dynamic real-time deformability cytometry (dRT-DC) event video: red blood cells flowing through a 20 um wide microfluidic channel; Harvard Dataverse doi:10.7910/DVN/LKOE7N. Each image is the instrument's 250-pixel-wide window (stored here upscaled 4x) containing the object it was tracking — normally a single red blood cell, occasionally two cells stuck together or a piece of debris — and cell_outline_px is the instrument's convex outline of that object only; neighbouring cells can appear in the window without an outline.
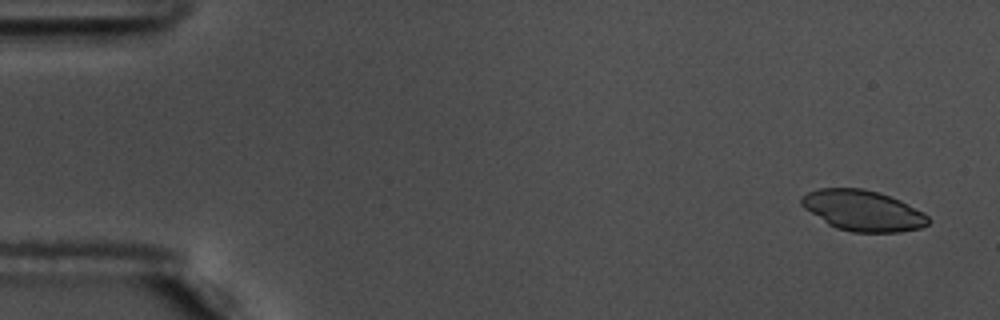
{"species": "common noctule bat (a hibernating species)", "species_latin": "Nyctalus noctula", "temperature_condition": "warm", "stored_images_in_passage": 54, "camera_frame_rate_fps": 3000, "um_per_image_px": 0.085, "animal": {"sex": "male", "body_mass_g": 17.5, "forearm_length_mm": 52.3}, "frame": {"image": 1, "passage_image": 1, "time_ms": 0.0, "image_size_px": [1000, 320], "cell_outline_px": [[932, 220], [928, 224], [920, 228], [900, 232], [852, 232], [836, 228], [828, 224], [804, 208], [800, 204], [800, 196], [808, 192], [820, 188], [864, 188], [900, 200], [924, 212]], "centroid_in_image_um": [73.34, 17.9], "position_along_channel_um": 11.7, "area_um2": 30.11}}
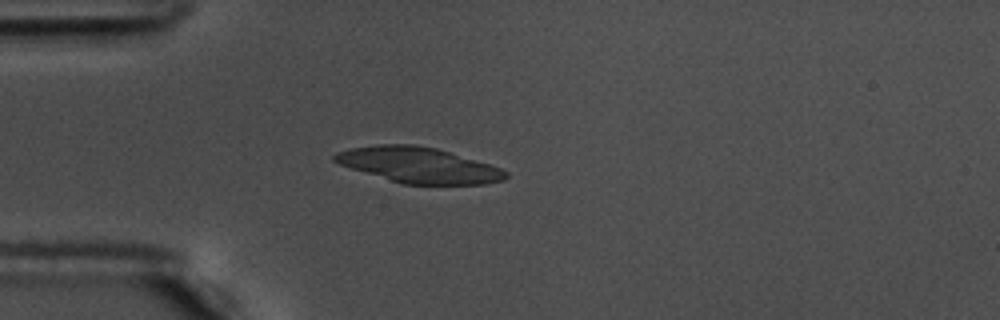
{"frame": {"image": 2, "passage_image": 14, "time_ms": 4.333, "image_size_px": [1000, 320], "cell_outline_px": [[508, 176], [504, 180], [484, 184], [404, 184], [352, 168], [340, 164], [332, 160], [332, 156], [336, 152], [352, 148], [380, 144], [412, 144], [436, 148], [488, 164], [500, 168], [508, 172]], "centroid_in_image_um": [35.59, 14.03], "position_along_channel_um": 49.4, "area_um2": 34.91}}